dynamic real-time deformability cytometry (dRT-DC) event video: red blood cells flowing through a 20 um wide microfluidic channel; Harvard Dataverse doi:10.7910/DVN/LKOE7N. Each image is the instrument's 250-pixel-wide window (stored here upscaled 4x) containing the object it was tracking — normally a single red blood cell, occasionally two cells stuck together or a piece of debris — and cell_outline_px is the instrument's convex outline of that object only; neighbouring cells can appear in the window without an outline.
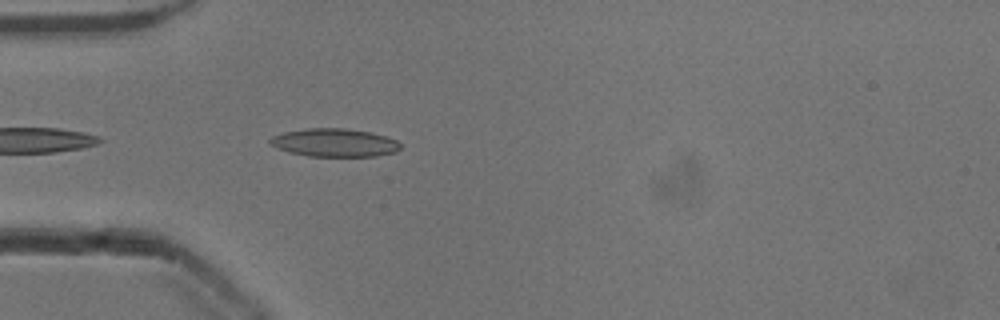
{"species": "common noctule bat (a hibernating species)", "species_latin": "Nyctalus noctula", "temperature_condition": "cold", "stored_images_in_passage": 22, "camera_frame_rate_fps": 3000, "um_per_image_px": 0.085, "animal": {"sex": "male", "body_mass_g": 13.3}, "frame": {"image": 1, "passage_image": 2, "time_ms": 0.333, "image_size_px": [1000, 320], "cell_outline_px": [[400, 148], [396, 152], [376, 156], [308, 156], [288, 152], [276, 148], [268, 144], [268, 140], [272, 136], [284, 132], [308, 128], [344, 128], [368, 132], [384, 136], [396, 140], [400, 144]], "centroid_in_image_um": [28.38, 12.13], "position_along_channel_um": 56.6, "area_um2": 21.39}}
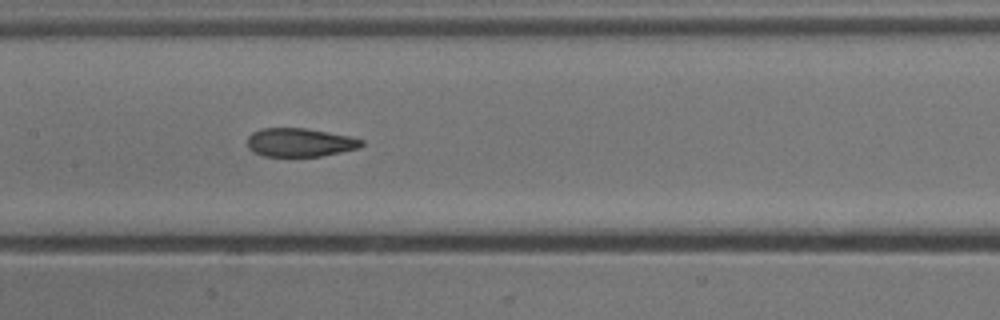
{"frame": {"image": 2, "passage_image": 12, "time_ms": 3.667, "image_size_px": [1000, 320], "cell_outline_px": [[364, 144], [360, 148], [320, 156], [264, 156], [248, 148], [248, 136], [252, 132], [260, 128], [308, 128], [348, 136], [364, 140]], "centroid_in_image_um": [25.5, 12.1], "position_along_channel_um": 181.9, "area_um2": 18.96}}
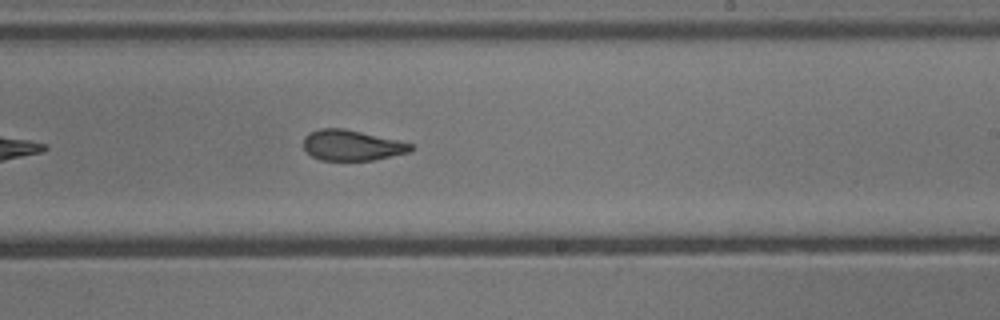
{"frame": {"image": 3, "passage_image": 18, "time_ms": 5.667, "image_size_px": [1000, 320], "cell_outline_px": [[416, 148], [412, 152], [372, 160], [320, 160], [312, 156], [304, 148], [304, 136], [308, 132], [320, 128], [344, 128], [396, 140], [412, 144]], "centroid_in_image_um": [29.91, 12.35], "position_along_channel_um": 259.1, "area_um2": 19.13}}